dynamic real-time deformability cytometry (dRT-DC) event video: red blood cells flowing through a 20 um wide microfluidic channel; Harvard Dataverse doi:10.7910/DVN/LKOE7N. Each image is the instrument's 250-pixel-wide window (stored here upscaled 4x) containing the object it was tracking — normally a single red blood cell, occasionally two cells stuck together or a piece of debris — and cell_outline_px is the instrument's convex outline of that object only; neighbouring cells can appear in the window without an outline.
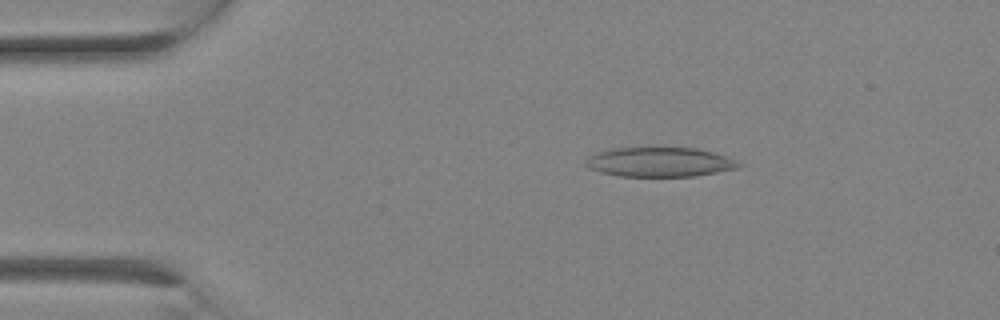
{"species": "Egyptian fruit bat (a non-hibernating species)", "species_latin": "Rousettus aegyptiacus", "temperature_condition": "room temperature", "stored_images_in_passage": 7, "camera_frame_rate_fps": 3000, "um_per_image_px": 0.085, "animal": {"sex": "female"}, "frame": {"image": 1, "passage_image": 4, "time_ms": 1.0, "image_size_px": [1000, 320], "cell_outline_px": [[744, 164], [740, 168], [696, 176], [620, 176], [600, 172], [588, 168], [584, 164], [584, 160], [588, 156], [596, 152], [608, 148], [696, 148], [728, 156]], "centroid_in_image_um": [56.07, 13.77], "position_along_channel_um": 28.9, "area_um2": 26.59}}